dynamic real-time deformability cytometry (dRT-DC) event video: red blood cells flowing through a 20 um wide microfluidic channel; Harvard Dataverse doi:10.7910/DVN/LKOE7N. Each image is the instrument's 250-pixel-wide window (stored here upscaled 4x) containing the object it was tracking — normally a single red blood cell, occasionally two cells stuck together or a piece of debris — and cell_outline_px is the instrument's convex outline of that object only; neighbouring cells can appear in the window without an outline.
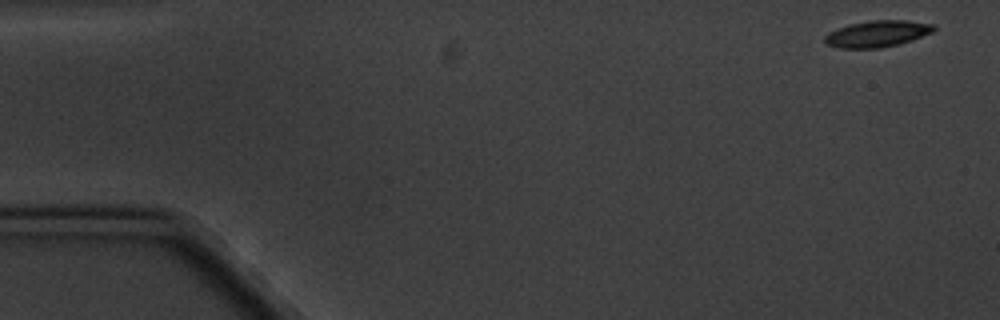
{"species": "common noctule bat (a hibernating species)", "species_latin": "Nyctalus noctula", "temperature_condition": "cold", "stored_images_in_passage": 6, "camera_frame_rate_fps": 3000, "um_per_image_px": 0.085, "animal": {"sex": "male", "body_mass_g": 20.1, "forearm_length_mm": 53.5}, "frame": {"image": 1, "passage_image": 1, "time_ms": 0.0, "image_size_px": [1000, 320], "cell_outline_px": [[936, 28], [932, 32], [912, 40], [880, 48], [840, 48], [828, 44], [824, 40], [824, 36], [828, 32], [836, 28], [848, 24], [868, 20], [908, 20], [936, 24]], "centroid_in_image_um": [74.57, 2.85], "position_along_channel_um": 10.4, "area_um2": 16.94}}